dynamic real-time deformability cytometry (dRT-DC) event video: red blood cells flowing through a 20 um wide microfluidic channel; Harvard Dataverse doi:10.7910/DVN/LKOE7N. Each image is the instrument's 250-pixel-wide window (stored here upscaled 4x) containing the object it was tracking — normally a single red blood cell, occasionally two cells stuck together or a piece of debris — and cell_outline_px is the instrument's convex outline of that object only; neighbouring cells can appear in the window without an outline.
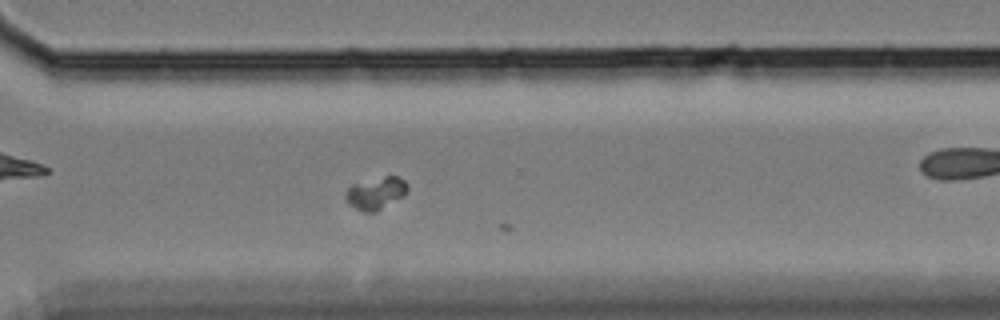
{"species": "Egyptian fruit bat (a non-hibernating species)", "species_latin": "Rousettus aegyptiacus", "temperature_condition": "cold", "stored_images_in_passage": 44, "camera_frame_rate_fps": 3000, "um_per_image_px": 0.085, "animal": {"sex": "female"}, "frame": {"image": 1, "passage_image": 43, "time_ms": 14.0, "image_size_px": [1000, 320], "cell_outline_px": [[408, 192], [404, 196], [376, 212], [364, 212], [348, 204], [344, 200], [344, 192], [352, 184], [384, 176], [396, 176], [404, 180], [408, 184]], "centroid_in_image_um": [31.94, 16.42], "position_along_channel_um": 338.7, "area_um2": 11.85}}